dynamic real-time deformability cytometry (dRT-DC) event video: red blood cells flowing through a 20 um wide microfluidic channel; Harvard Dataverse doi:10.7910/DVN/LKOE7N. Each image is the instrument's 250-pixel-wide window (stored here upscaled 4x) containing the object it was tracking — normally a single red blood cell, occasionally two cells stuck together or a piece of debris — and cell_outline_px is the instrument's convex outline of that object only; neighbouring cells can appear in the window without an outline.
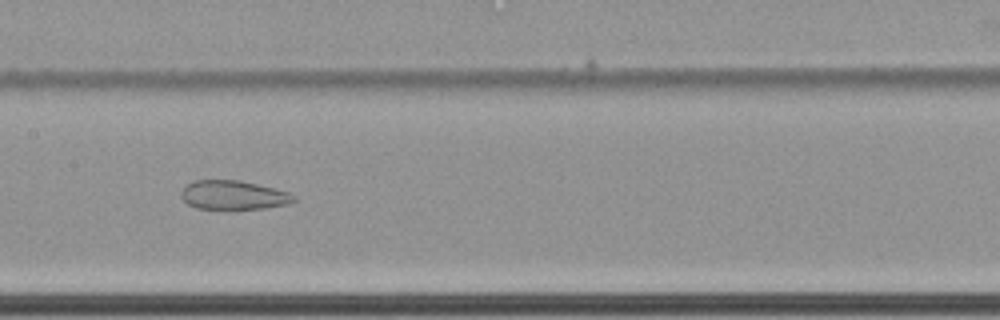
{"species": "common noctule bat (a hibernating species)", "species_latin": "Nyctalus noctula", "temperature_condition": "cold", "stored_images_in_passage": 47, "camera_frame_rate_fps": 3000, "um_per_image_px": 0.085, "animal": {"sex": "female", "body_mass_g": 22.7, "forearm_length_mm": 54.2}, "frame": {"image": 1, "passage_image": 18, "time_ms": 5.667, "image_size_px": [1000, 320], "cell_outline_px": [[296, 200], [288, 204], [264, 208], [196, 208], [188, 204], [180, 196], [180, 192], [192, 180], [240, 180], [276, 188], [288, 192], [296, 196]], "centroid_in_image_um": [19.85, 16.56], "position_along_channel_um": 187.5, "area_um2": 18.96}}
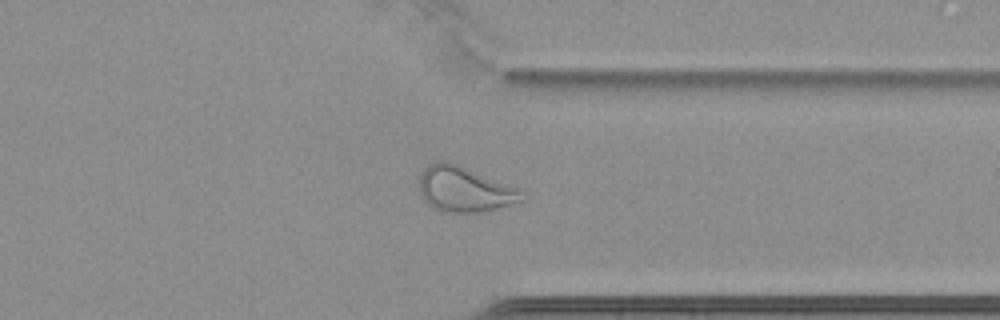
{"frame": {"image": 2, "passage_image": 34, "time_ms": 11.0, "image_size_px": [1000, 320], "cell_outline_px": [[524, 200], [484, 212], [444, 212], [432, 208], [424, 200], [420, 192], [420, 176], [424, 168], [428, 164], [436, 160], [448, 160], [512, 188]], "centroid_in_image_um": [39.33, 16.09], "position_along_channel_um": 372.1, "area_um2": 26.18}}
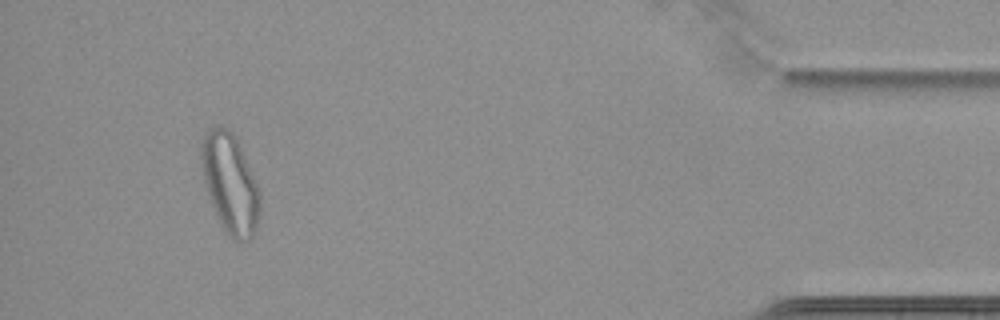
{"frame": {"image": 3, "passage_image": 43, "time_ms": 14.0, "image_size_px": [1000, 320], "cell_outline_px": [[260, 212], [256, 228], [252, 236], [248, 240], [240, 244], [232, 240], [224, 232], [216, 216], [204, 180], [200, 156], [200, 148], [204, 136], [212, 128], [220, 124], [228, 128], [236, 136], [260, 192]], "centroid_in_image_um": [19.57, 15.63], "position_along_channel_um": 415.6, "area_um2": 34.16}, "authors_computed_cell_mechanics": {"area_um2": 25.4898, "velocity_mm_per_s": 3.4533, "shape_relaxation_time_tau1_ms": null, "shape_relaxation_time_tau2_ms": 2.4097, "deformation_change_tau1": null, "deformation_change_tau2": 0.0887}}